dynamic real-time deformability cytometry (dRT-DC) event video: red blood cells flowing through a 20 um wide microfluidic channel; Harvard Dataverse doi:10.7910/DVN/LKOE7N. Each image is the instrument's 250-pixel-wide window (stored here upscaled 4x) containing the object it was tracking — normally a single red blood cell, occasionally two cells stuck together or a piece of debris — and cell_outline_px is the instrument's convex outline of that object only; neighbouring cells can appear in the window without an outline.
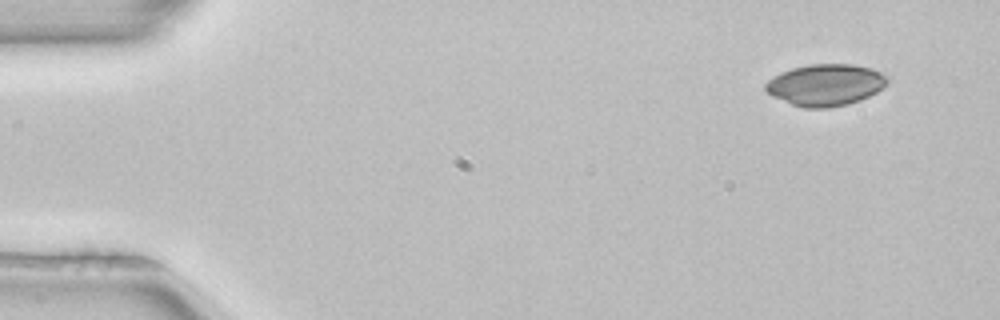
{"species": "common noctule bat (a hibernating species)", "species_latin": "Nyctalus noctula", "temperature_condition": "room temperature", "stored_images_in_passage": 4, "segment_of_instrument_passage": [1, 2], "camera_frame_rate_fps": 3000, "um_per_image_px": 0.085, "animal": {"sex": "female", "body_mass_g": 22.7, "forearm_length_mm": 54.2}, "frame": {"image": 1, "passage_image": 1, "time_ms": 0.0, "image_size_px": [1000, 320], "cell_outline_px": [[888, 84], [884, 88], [860, 100], [848, 104], [828, 108], [804, 108], [792, 104], [772, 96], [764, 88], [764, 84], [768, 80], [780, 72], [792, 68], [808, 64], [852, 64], [872, 68], [888, 76]], "centroid_in_image_um": [70.18, 7.21], "position_along_channel_um": 14.8, "area_um2": 29.77}}